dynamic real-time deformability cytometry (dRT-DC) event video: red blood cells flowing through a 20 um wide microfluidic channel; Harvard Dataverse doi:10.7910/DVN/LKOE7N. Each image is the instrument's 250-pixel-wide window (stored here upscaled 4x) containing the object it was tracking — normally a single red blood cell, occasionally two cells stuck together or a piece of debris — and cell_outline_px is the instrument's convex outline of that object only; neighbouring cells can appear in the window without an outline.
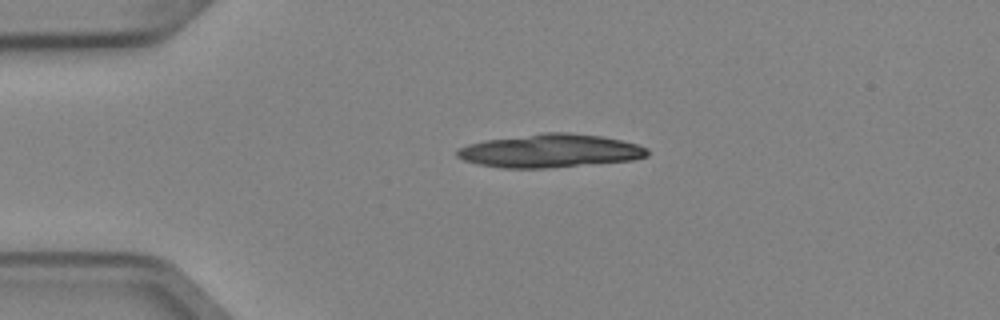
{"species": "Egyptian fruit bat (a non-hibernating species)", "species_latin": "Rousettus aegyptiacus", "temperature_condition": "cold", "stored_images_in_passage": 3, "camera_frame_rate_fps": 3000, "um_per_image_px": 0.085, "animal": {"sex": "female"}, "frame": {"image": 1, "passage_image": 1, "time_ms": 0.0, "image_size_px": [1000, 320], "cell_outline_px": [[648, 156], [632, 160], [548, 168], [500, 168], [480, 164], [464, 160], [456, 156], [456, 152], [460, 148], [468, 144], [484, 140], [544, 132], [568, 132], [600, 136], [620, 140], [636, 144], [648, 148]], "centroid_in_image_um": [46.75, 12.82], "position_along_channel_um": 38.3, "area_um2": 36.88}}
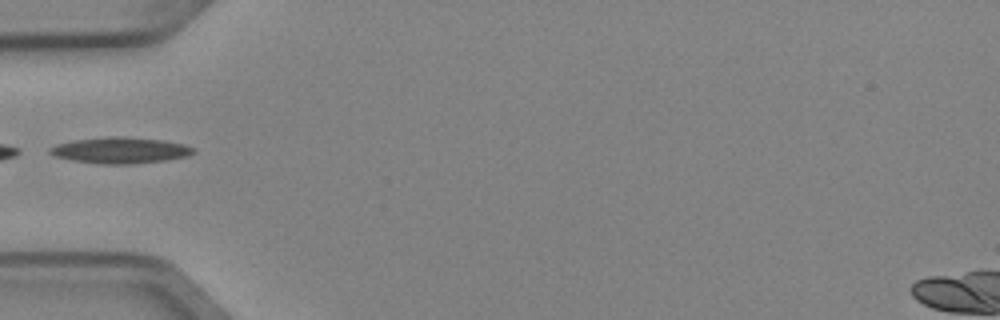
{"frame": {"image": 2, "passage_image": 2, "time_ms": 0.333, "image_size_px": [1000, 320], "cell_outline_px": [[196, 152], [188, 156], [164, 160], [128, 164], [100, 164], [72, 160], [56, 156], [48, 152], [48, 148], [56, 144], [76, 140], [108, 136], [124, 136], [164, 140], [184, 144], [196, 148]], "centroid_in_image_um": [10.25, 12.77], "position_along_channel_um": 74.8, "area_um2": 21.91}}
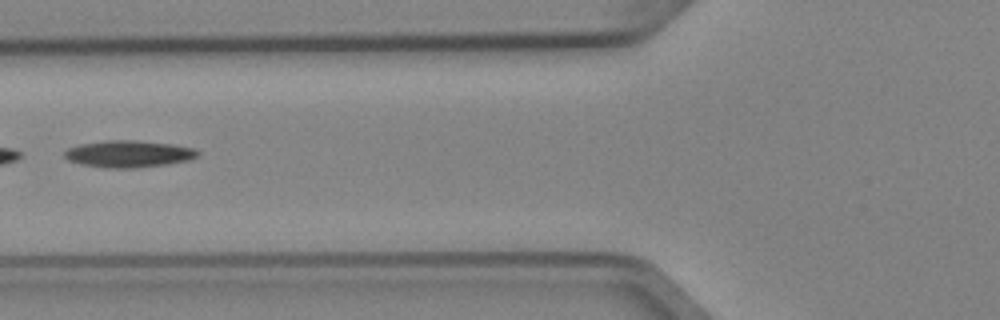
{"frame": {"image": 3, "passage_image": 3, "time_ms": 0.667, "image_size_px": [1000, 320], "cell_outline_px": [[200, 152], [196, 156], [188, 160], [168, 164], [132, 168], [104, 168], [80, 164], [68, 160], [64, 156], [64, 152], [68, 148], [80, 144], [108, 140], [136, 140], [172, 144], [196, 148]], "centroid_in_image_um": [10.93, 13.08], "position_along_channel_um": 114.9, "area_um2": 20.92}}